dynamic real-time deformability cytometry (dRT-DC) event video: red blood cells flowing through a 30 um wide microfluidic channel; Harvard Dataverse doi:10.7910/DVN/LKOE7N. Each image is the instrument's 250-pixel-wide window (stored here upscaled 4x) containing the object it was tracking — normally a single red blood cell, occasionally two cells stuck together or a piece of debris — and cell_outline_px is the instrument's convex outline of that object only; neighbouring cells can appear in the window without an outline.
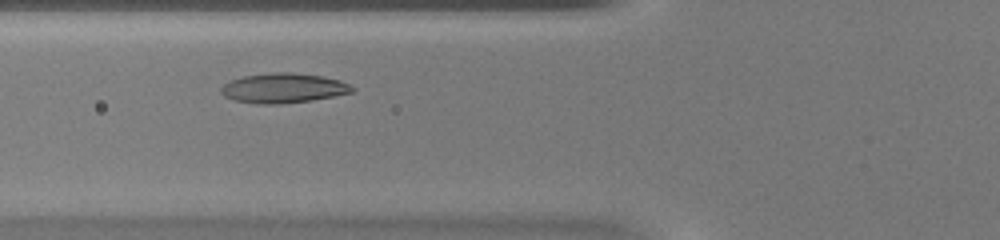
{"species": "common noctule bat (a hibernating species)", "species_latin": "Nyctalus noctula", "temperature_condition": "warm", "stored_images_in_passage": 30, "camera_frame_rate_fps": 3000, "um_per_image_px": 0.085, "animal": {"sex": "female", "body_mass_g": 20.0, "forearm_length_mm": 54.0}, "frame": {"image": 1, "passage_image": 7, "time_ms": 2.0, "image_size_px": [1000, 240], "cell_outline_px": [[356, 88], [352, 92], [312, 100], [280, 104], [260, 104], [232, 100], [224, 96], [220, 92], [220, 88], [228, 80], [244, 76], [272, 72], [292, 72], [324, 76], [340, 80]], "centroid_in_image_um": [24.05, 7.48], "position_along_channel_um": 101.7, "area_um2": 22.89}}
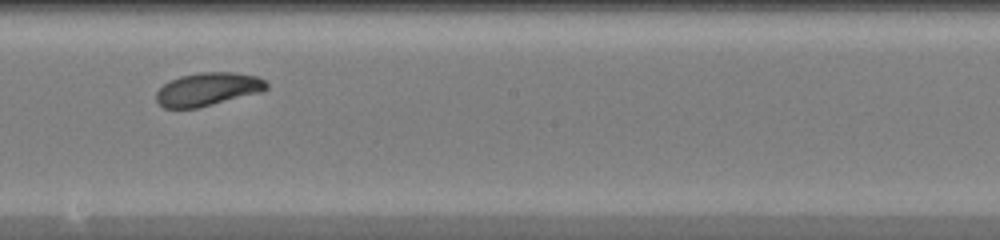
{"frame": {"image": 2, "passage_image": 16, "time_ms": 5.0, "image_size_px": [1000, 240], "cell_outline_px": [[268, 88], [260, 92], [196, 108], [164, 108], [156, 100], [156, 92], [164, 84], [180, 76], [200, 72], [236, 72], [256, 76], [264, 80], [268, 84]], "centroid_in_image_um": [17.66, 7.57], "position_along_channel_um": 230.5, "area_um2": 21.1}}
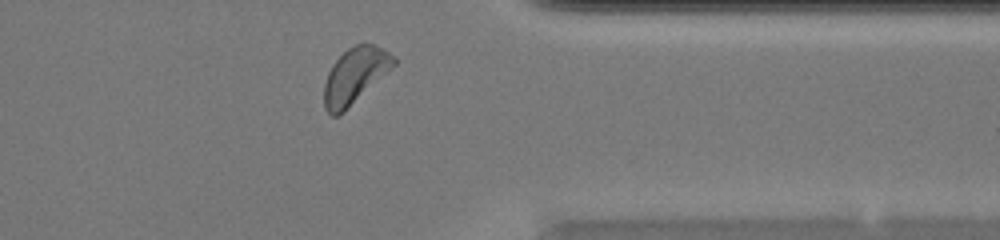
{"frame": {"image": 3, "passage_image": 27, "time_ms": 8.667, "image_size_px": [1000, 240], "cell_outline_px": [[396, 64], [344, 112], [336, 116], [332, 116], [324, 108], [324, 84], [328, 72], [332, 64], [348, 48], [356, 44], [372, 44], [388, 52], [396, 60]], "centroid_in_image_um": [30.14, 6.45], "position_along_channel_um": 381.3, "area_um2": 22.25}}